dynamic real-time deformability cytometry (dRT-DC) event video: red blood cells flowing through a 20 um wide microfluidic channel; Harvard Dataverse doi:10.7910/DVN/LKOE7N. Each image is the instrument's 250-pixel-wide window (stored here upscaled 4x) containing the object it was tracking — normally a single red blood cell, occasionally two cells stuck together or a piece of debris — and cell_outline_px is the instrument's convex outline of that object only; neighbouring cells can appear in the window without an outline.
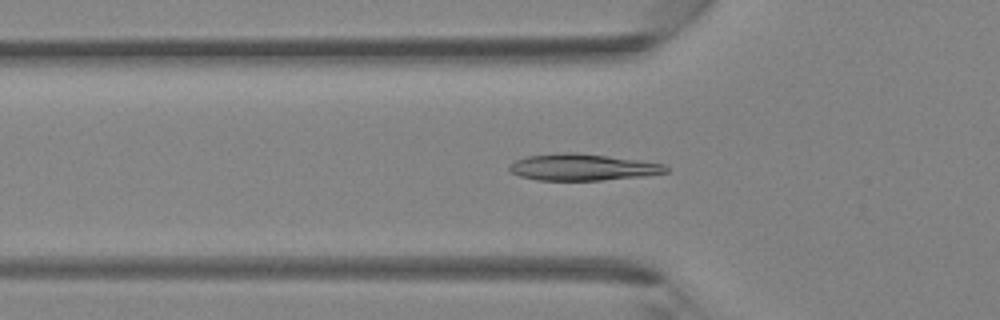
{"species": "Egyptian fruit bat (a non-hibernating species)", "species_latin": "Rousettus aegyptiacus", "temperature_condition": "room temperature", "stored_images_in_passage": 42, "camera_frame_rate_fps": 3000, "um_per_image_px": 0.085, "animal": {"sex": "female"}, "frame": {"image": 1, "passage_image": 14, "time_ms": 4.333, "image_size_px": [1000, 320], "cell_outline_px": [[668, 172], [640, 176], [600, 180], [536, 180], [520, 176], [508, 172], [508, 164], [524, 156], [560, 152], [576, 152], [640, 160], [664, 164], [668, 168]], "centroid_in_image_um": [49.43, 14.2], "position_along_channel_um": 76.4, "area_um2": 24.39}}
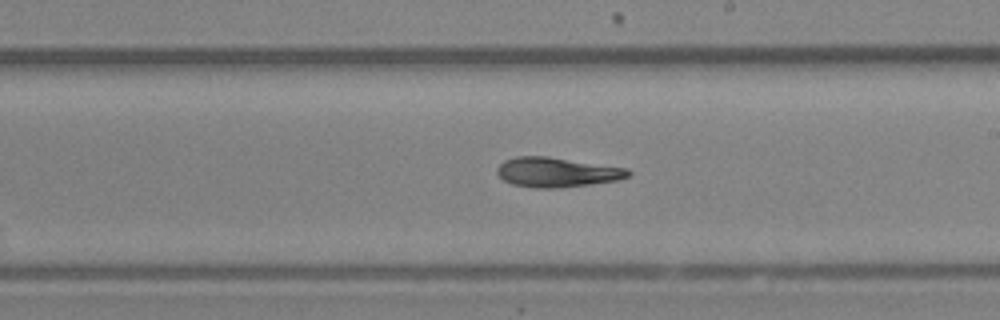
{"frame": {"image": 2, "passage_image": 24, "time_ms": 7.667, "image_size_px": [1000, 320], "cell_outline_px": [[632, 172], [628, 176], [620, 180], [592, 184], [556, 188], [536, 188], [512, 184], [504, 180], [496, 172], [496, 168], [504, 160], [516, 156], [548, 156], [628, 168]], "centroid_in_image_um": [47.34, 14.63], "position_along_channel_um": 241.7, "area_um2": 22.83}}
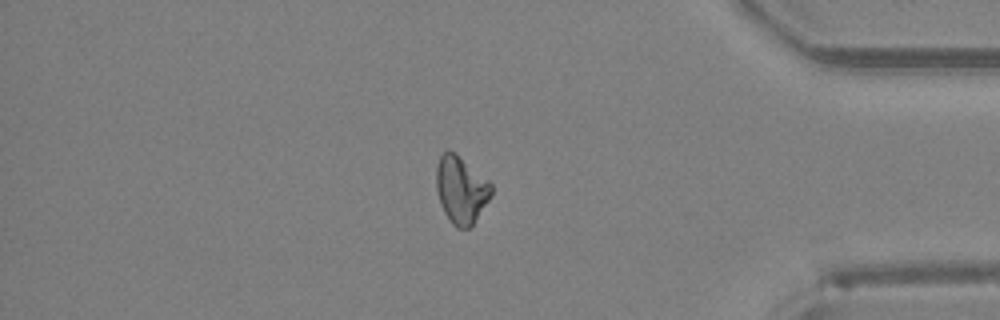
{"frame": {"image": 3, "passage_image": 35, "time_ms": 11.333, "image_size_px": [1000, 320], "cell_outline_px": [[492, 196], [472, 228], [456, 228], [452, 224], [444, 212], [440, 204], [436, 188], [436, 168], [440, 156], [444, 152], [456, 152], [488, 180], [492, 184]], "centroid_in_image_um": [39.21, 16.17], "position_along_channel_um": 396.0, "area_um2": 21.85}}